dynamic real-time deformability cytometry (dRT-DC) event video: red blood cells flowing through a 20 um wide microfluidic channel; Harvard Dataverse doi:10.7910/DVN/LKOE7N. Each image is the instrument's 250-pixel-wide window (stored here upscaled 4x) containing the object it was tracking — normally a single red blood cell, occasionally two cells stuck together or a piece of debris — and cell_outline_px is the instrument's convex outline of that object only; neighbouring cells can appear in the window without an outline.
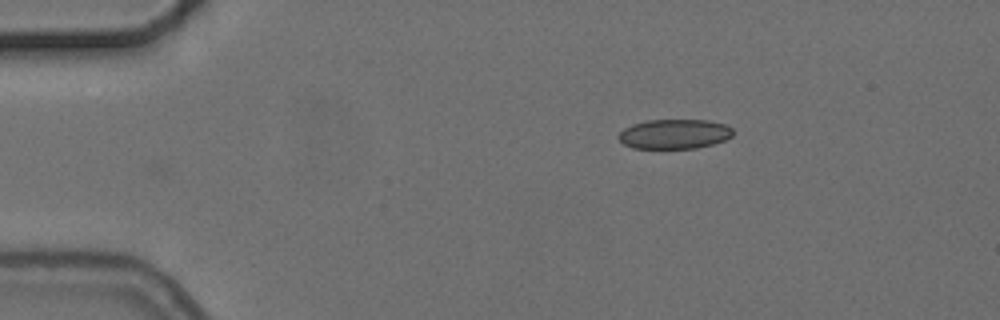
{"species": "common noctule bat (a hibernating species)", "species_latin": "Nyctalus noctula", "temperature_condition": "cold", "stored_images_in_passage": 3, "camera_frame_rate_fps": 3000, "um_per_image_px": 0.085, "animal": {"sex": "female", "body_mass_g": 24.6, "forearm_length_mm": 56.2}, "frame": {"image": 1, "passage_image": 1, "time_ms": 0.0, "image_size_px": [1000, 320], "cell_outline_px": [[732, 136], [724, 140], [712, 144], [696, 148], [632, 148], [624, 144], [616, 136], [624, 128], [632, 124], [648, 120], [708, 120], [724, 124], [732, 128]], "centroid_in_image_um": [57.3, 11.39], "position_along_channel_um": 27.7, "area_um2": 19.71}}